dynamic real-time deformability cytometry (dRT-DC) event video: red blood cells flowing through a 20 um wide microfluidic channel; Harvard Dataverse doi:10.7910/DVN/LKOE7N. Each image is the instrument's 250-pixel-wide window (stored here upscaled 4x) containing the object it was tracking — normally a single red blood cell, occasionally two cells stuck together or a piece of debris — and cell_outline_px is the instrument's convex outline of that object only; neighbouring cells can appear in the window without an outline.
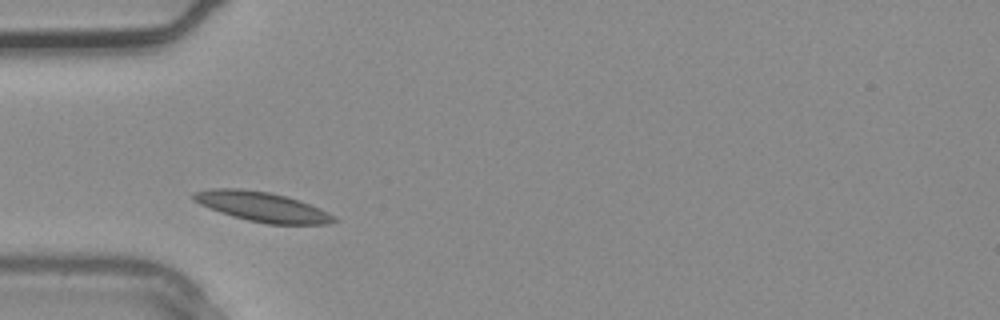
{"species": "common noctule bat (a hibernating species)", "species_latin": "Nyctalus noctula", "temperature_condition": "warm", "stored_images_in_passage": 2, "camera_frame_rate_fps": 3000, "um_per_image_px": 0.085, "animal": {"sex": "male", "body_mass_g": 20.4}, "frame": {"image": 1, "passage_image": 1, "time_ms": 0.0, "image_size_px": [1000, 320], "cell_outline_px": [[340, 220], [328, 224], [268, 224], [248, 220], [232, 216], [220, 212], [200, 204], [192, 200], [192, 192], [208, 188], [240, 188], [268, 192], [300, 200], [320, 208], [336, 216]], "centroid_in_image_um": [22.29, 17.57], "position_along_channel_um": 62.7, "area_um2": 24.45}}